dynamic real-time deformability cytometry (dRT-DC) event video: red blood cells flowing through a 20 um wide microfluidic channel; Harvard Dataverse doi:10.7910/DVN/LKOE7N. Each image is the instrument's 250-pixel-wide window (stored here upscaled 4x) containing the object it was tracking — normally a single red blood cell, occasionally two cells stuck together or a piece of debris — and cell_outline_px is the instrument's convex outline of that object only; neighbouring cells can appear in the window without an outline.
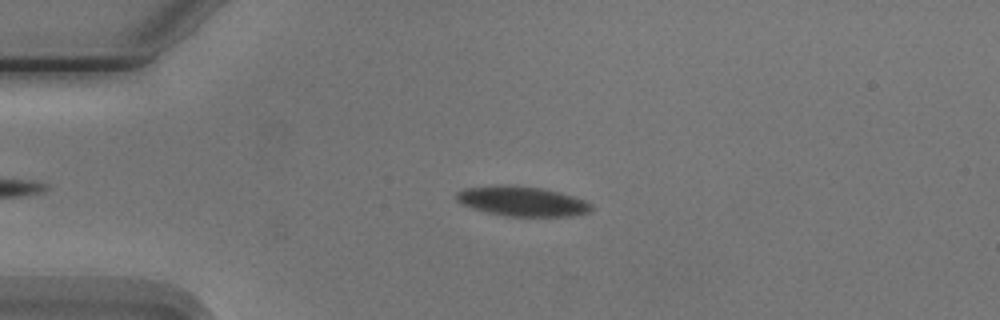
{"species": "Egyptian fruit bat (a non-hibernating species)", "species_latin": "Rousettus aegyptiacus", "temperature_condition": "cold", "stored_images_in_passage": 2, "camera_frame_rate_fps": 3000, "um_per_image_px": 0.085, "animal": {"sex": "male"}, "frame": {"image": 1, "passage_image": 2, "time_ms": 1.333, "image_size_px": [1000, 320], "cell_outline_px": [[592, 208], [588, 212], [568, 216], [508, 216], [484, 212], [460, 204], [456, 200], [456, 192], [464, 188], [540, 188], [556, 192], [584, 200], [592, 204]], "centroid_in_image_um": [44.37, 17.17], "position_along_channel_um": 40.6, "area_um2": 22.14}}